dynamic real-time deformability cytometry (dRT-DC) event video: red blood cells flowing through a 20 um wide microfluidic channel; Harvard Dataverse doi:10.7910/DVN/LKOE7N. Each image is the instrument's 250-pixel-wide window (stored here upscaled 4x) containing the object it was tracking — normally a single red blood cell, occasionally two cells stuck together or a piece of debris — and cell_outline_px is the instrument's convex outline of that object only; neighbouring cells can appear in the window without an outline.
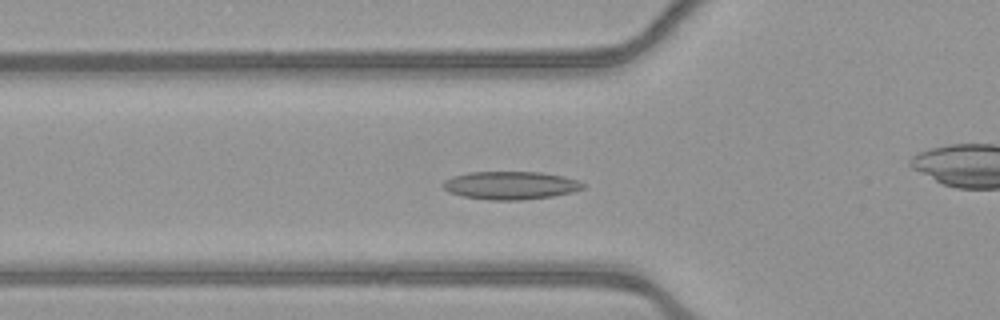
{"species": "common noctule bat (a hibernating species)", "species_latin": "Nyctalus noctula", "temperature_condition": "warm", "stored_images_in_passage": 50, "camera_frame_rate_fps": 3000, "um_per_image_px": 0.085, "animal": {"sex": "female", "body_mass_g": 21.9}, "frame": {"image": 1, "passage_image": 15, "time_ms": 4.667, "image_size_px": [1000, 320], "cell_outline_px": [[584, 188], [572, 192], [552, 196], [520, 200], [488, 200], [464, 196], [448, 192], [440, 184], [444, 180], [452, 176], [468, 172], [540, 172], [564, 176], [580, 180], [584, 184]], "centroid_in_image_um": [43.38, 15.75], "position_along_channel_um": 82.4, "area_um2": 23.0}}
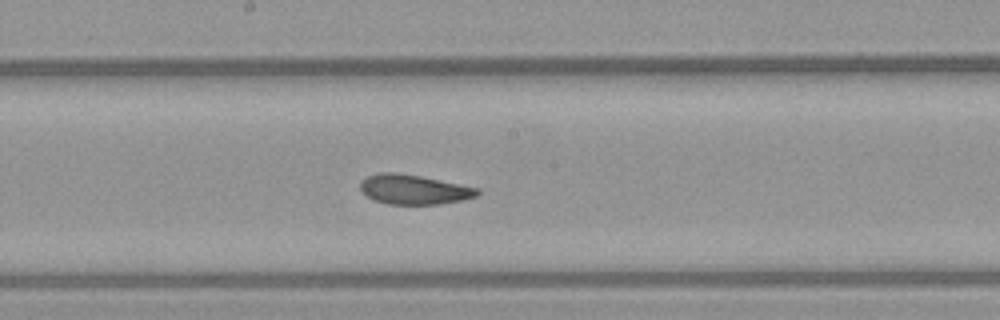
{"frame": {"image": 2, "passage_image": 25, "time_ms": 8.0, "image_size_px": [1000, 320], "cell_outline_px": [[480, 192], [476, 196], [464, 200], [440, 204], [388, 204], [372, 200], [360, 188], [360, 184], [368, 176], [380, 172], [396, 172], [420, 176], [480, 188]], "centroid_in_image_um": [35.21, 16.11], "position_along_channel_um": 213.0, "area_um2": 20.17}}
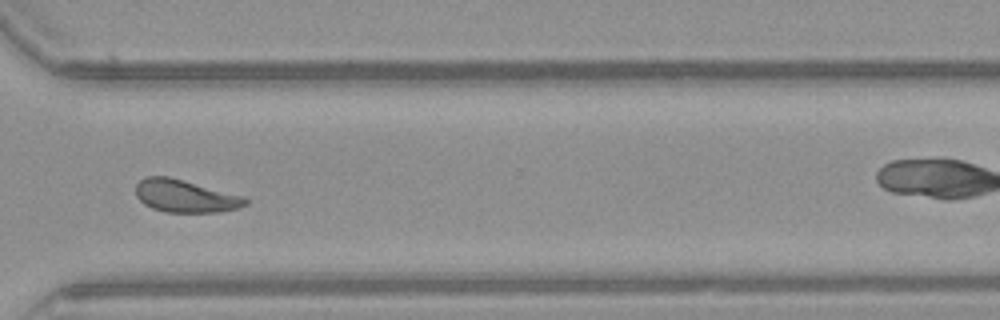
{"frame": {"image": 3, "passage_image": 36, "time_ms": 11.667, "image_size_px": [1000, 320], "cell_outline_px": [[248, 204], [240, 208], [220, 212], [164, 212], [152, 208], [144, 204], [136, 196], [136, 184], [144, 176], [168, 176], [244, 196], [248, 200]], "centroid_in_image_um": [15.75, 16.67], "position_along_channel_um": 354.9, "area_um2": 20.92}, "authors_computed_cell_mechanics": {"area_um2": 21.1837, "velocity_mm_per_s": 3.8788, "shape_relaxation_time_tau1_ms": 4.2405, "shape_relaxation_time_tau2_ms": 1.9262, "deformation_change_tau1": 0.1181, "deformation_change_tau2": 0.0734}}